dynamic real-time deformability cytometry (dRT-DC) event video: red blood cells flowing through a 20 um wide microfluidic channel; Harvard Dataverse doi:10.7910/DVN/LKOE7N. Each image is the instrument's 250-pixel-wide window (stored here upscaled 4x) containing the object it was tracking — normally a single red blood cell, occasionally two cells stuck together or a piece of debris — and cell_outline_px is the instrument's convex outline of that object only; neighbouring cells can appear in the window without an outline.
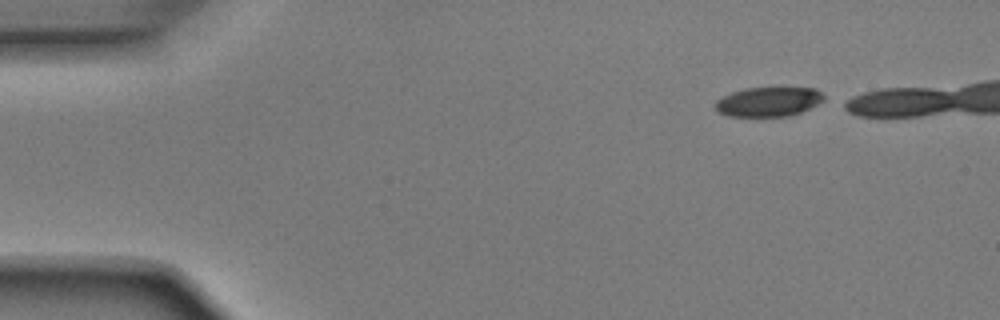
{"species": "Egyptian fruit bat (a non-hibernating species)", "species_latin": "Rousettus aegyptiacus", "temperature_condition": "room temperature", "stored_images_in_passage": 18, "camera_frame_rate_fps": 3000, "um_per_image_px": 0.085, "animal": {"sex": "male"}, "frame": {"image": 1, "passage_image": 1, "time_ms": 0.0, "image_size_px": [1000, 320], "cell_outline_px": [[824, 100], [800, 112], [788, 116], [728, 116], [720, 112], [716, 108], [716, 100], [732, 92], [744, 88], [816, 88], [824, 96]], "centroid_in_image_um": [65.31, 8.64], "position_along_channel_um": 19.7, "area_um2": 18.32}}
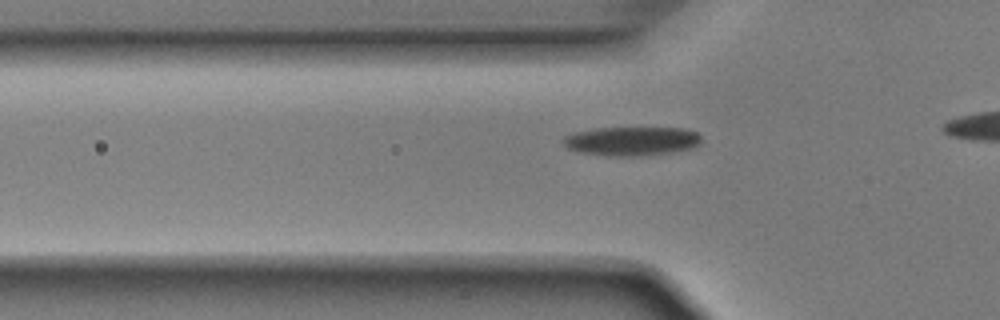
{"frame": {"image": 2, "passage_image": 12, "time_ms": 3.667, "image_size_px": [1000, 320], "cell_outline_px": [[700, 144], [692, 148], [672, 152], [640, 156], [604, 156], [576, 152], [568, 148], [560, 140], [564, 136], [572, 132], [592, 128], [684, 128], [696, 132], [700, 136]], "centroid_in_image_um": [53.62, 12.0], "position_along_channel_um": 72.2, "area_um2": 23.7}}
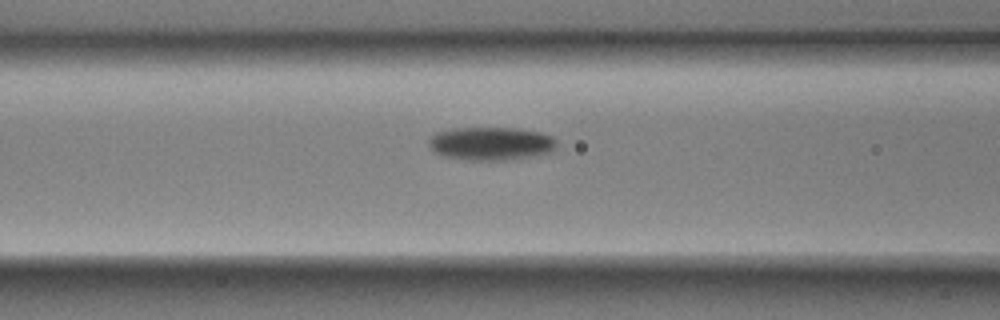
{"frame": {"image": 3, "passage_image": 16, "time_ms": 5.0, "image_size_px": [1000, 320], "cell_outline_px": [[556, 148], [548, 152], [536, 156], [508, 160], [464, 160], [444, 156], [436, 152], [428, 144], [428, 140], [436, 132], [456, 128], [520, 128], [540, 132], [552, 136], [556, 140]], "centroid_in_image_um": [41.75, 12.2], "position_along_channel_um": 124.8, "area_um2": 24.91}}